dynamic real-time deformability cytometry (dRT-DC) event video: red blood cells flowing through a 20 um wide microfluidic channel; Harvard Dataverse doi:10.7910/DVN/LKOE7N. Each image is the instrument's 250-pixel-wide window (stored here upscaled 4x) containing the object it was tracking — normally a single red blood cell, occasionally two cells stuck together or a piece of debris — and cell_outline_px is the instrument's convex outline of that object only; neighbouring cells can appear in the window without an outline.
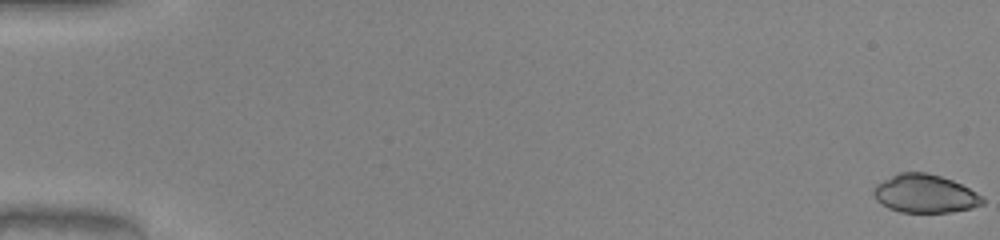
{"species": "common noctule bat (a hibernating species)", "species_latin": "Nyctalus noctula", "temperature_condition": "warm", "stored_images_in_passage": 52, "camera_frame_rate_fps": 3000, "um_per_image_px": 0.085, "animal": {"sex": "male", "body_mass_g": 20.0, "forearm_length_mm": 53.3}, "frame": {"image": 1, "passage_image": 1, "time_ms": 0.0, "image_size_px": [1000, 240], "cell_outline_px": [[984, 204], [972, 208], [952, 212], [900, 212], [888, 208], [876, 200], [872, 192], [876, 184], [900, 172], [924, 172], [940, 176], [952, 180], [984, 196]], "centroid_in_image_um": [78.63, 16.47], "position_along_channel_um": 6.4, "area_um2": 24.28}}
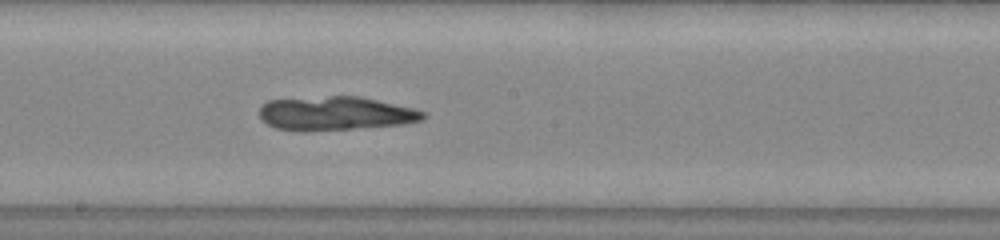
{"frame": {"image": 2, "passage_image": 30, "time_ms": 9.667, "image_size_px": [1000, 240], "cell_outline_px": [[424, 116], [420, 120], [404, 124], [352, 128], [276, 128], [268, 124], [260, 116], [260, 108], [268, 100], [332, 96], [360, 96], [412, 108], [424, 112]], "centroid_in_image_um": [28.55, 9.59], "position_along_channel_um": 219.6, "area_um2": 30.75}}
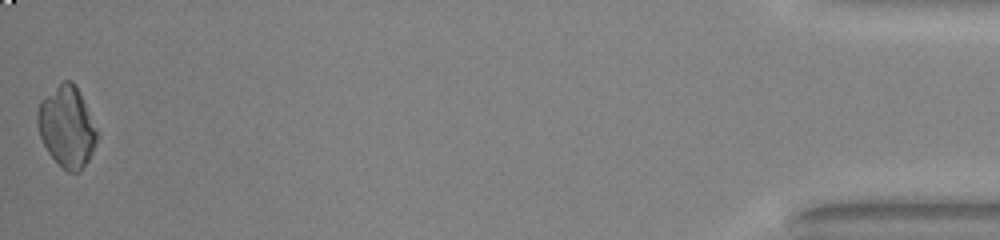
{"frame": {"image": 3, "passage_image": 52, "time_ms": 17.0, "image_size_px": [1000, 240], "cell_outline_px": [[96, 140], [92, 152], [88, 160], [80, 172], [68, 172], [48, 152], [40, 136], [36, 120], [36, 112], [40, 100], [64, 80], [72, 80], [80, 92], [96, 132]], "centroid_in_image_um": [5.64, 10.76], "position_along_channel_um": 429.6, "area_um2": 27.46}}